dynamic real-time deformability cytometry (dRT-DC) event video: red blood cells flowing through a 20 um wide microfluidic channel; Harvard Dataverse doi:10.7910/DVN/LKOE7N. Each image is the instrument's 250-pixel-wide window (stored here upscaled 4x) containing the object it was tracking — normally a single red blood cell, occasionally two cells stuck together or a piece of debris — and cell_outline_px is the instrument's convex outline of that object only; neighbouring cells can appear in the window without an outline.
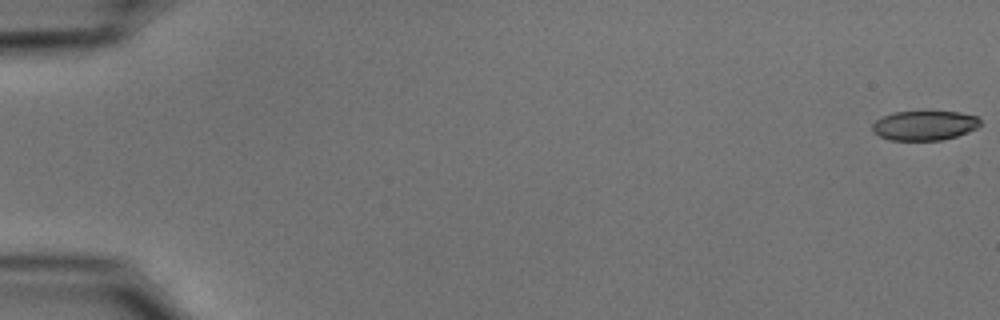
{"species": "common noctule bat (a hibernating species)", "species_latin": "Nyctalus noctula", "temperature_condition": "cold", "stored_images_in_passage": 55, "camera_frame_rate_fps": 3000, "um_per_image_px": 0.085, "animal": {"sex": "male", "body_mass_g": 15.6}, "frame": {"image": 1, "passage_image": 1, "time_ms": 0.0, "image_size_px": [1000, 320], "cell_outline_px": [[980, 124], [976, 128], [968, 132], [956, 136], [940, 140], [892, 140], [880, 136], [872, 132], [872, 124], [876, 120], [884, 116], [896, 112], [924, 108], [928, 108], [960, 112], [976, 116], [980, 120]], "centroid_in_image_um": [78.59, 10.6], "position_along_channel_um": 6.4, "area_um2": 19.36}}
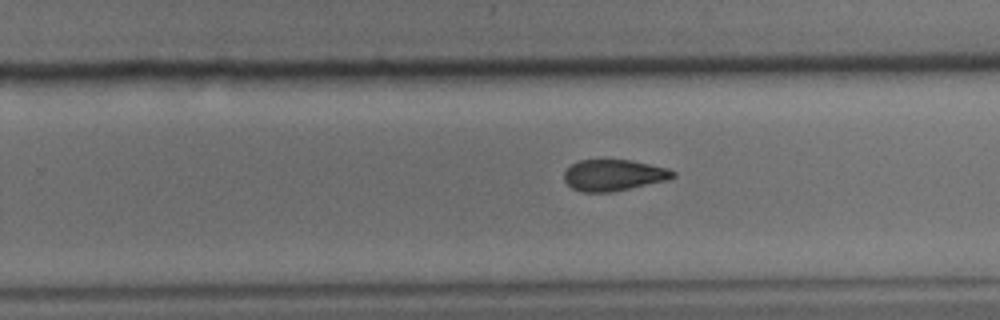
{"frame": {"image": 2, "passage_image": 36, "time_ms": 11.667, "image_size_px": [1000, 320], "cell_outline_px": [[676, 176], [668, 180], [612, 192], [580, 192], [572, 188], [564, 180], [564, 172], [572, 164], [580, 160], [632, 160], [668, 168], [676, 172]], "centroid_in_image_um": [52.18, 14.89], "position_along_channel_um": 277.6, "area_um2": 19.88}}
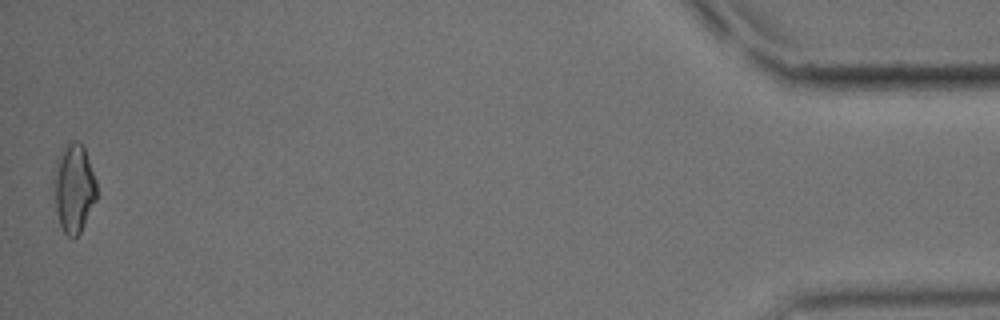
{"frame": {"image": 3, "passage_image": 55, "time_ms": 18.0, "image_size_px": [1000, 320], "cell_outline_px": [[96, 200], [80, 232], [72, 240], [64, 232], [60, 224], [56, 212], [56, 160], [64, 148], [72, 140], [76, 140], [84, 144], [96, 180]], "centroid_in_image_um": [6.32, 15.99], "position_along_channel_um": 428.9, "area_um2": 21.62}, "authors_computed_cell_mechanics": {"area_um2": 20.6924, "velocity_mm_per_s": 3.7166, "shape_relaxation_time_tau1_ms": 9.5668, "shape_relaxation_time_tau2_ms": 5.9623, "deformation_change_tau1": 0.2109, "deformation_change_tau2": 0.1305}}